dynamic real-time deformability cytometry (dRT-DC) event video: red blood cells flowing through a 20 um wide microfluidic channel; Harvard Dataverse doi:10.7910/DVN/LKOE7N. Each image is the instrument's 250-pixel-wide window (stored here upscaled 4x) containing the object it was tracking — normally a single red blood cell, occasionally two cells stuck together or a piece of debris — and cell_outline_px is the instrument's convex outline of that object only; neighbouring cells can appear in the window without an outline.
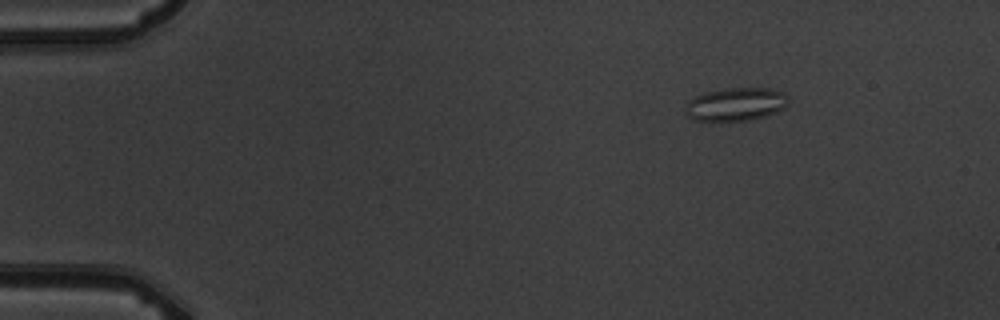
{"species": "common noctule bat (a hibernating species)", "species_latin": "Nyctalus noctula", "temperature_condition": "warm", "stored_images_in_passage": 4, "camera_frame_rate_fps": 3000, "um_per_image_px": 0.085, "animal": {"sex": "male", "body_mass_g": 19.5, "forearm_length_mm": 54.6}, "frame": {"image": 1, "passage_image": 1, "time_ms": 0.0, "image_size_px": [1000, 320], "cell_outline_px": [[788, 104], [784, 108], [768, 116], [748, 120], [692, 120], [684, 112], [684, 104], [688, 100], [704, 92], [724, 88], [768, 88], [784, 92], [788, 96]], "centroid_in_image_um": [62.53, 8.85], "position_along_channel_um": 22.5, "area_um2": 20.17}}
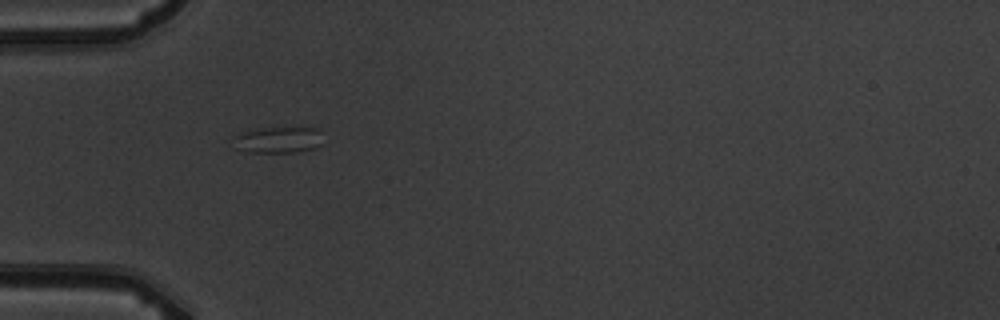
{"frame": {"image": 2, "passage_image": 3, "time_ms": 3.333, "image_size_px": [1000, 320], "cell_outline_px": [[324, 144], [312, 148], [296, 152], [248, 152], [236, 148], [232, 136], [256, 128], [316, 128], [320, 132]], "centroid_in_image_um": [23.65, 11.89], "position_along_channel_um": 61.4, "area_um2": 13.7}}